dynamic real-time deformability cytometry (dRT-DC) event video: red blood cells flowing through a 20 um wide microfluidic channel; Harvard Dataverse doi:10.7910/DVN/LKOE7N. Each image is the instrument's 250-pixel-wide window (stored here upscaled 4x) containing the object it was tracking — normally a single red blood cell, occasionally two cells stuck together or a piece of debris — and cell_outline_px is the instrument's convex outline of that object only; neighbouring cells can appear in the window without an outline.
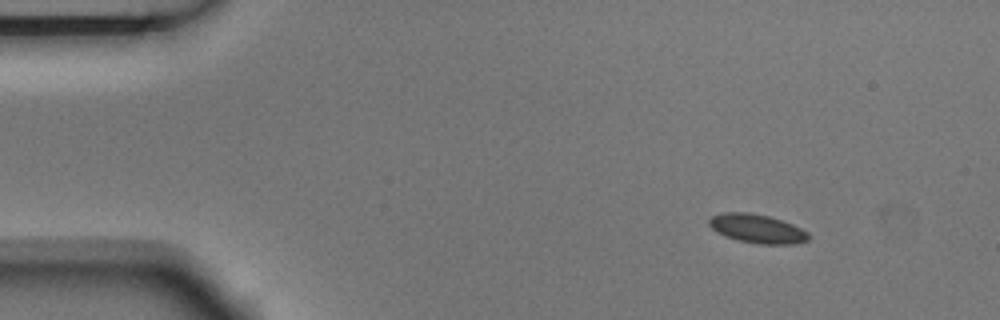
{"species": "Egyptian fruit bat (a non-hibernating species)", "species_latin": "Rousettus aegyptiacus", "temperature_condition": "room temperature", "stored_images_in_passage": 4, "camera_frame_rate_fps": 3000, "um_per_image_px": 0.085, "animal": {"sex": "male"}, "frame": {"image": 1, "passage_image": 1, "time_ms": 0.0, "image_size_px": [1000, 320], "cell_outline_px": [[808, 240], [792, 244], [760, 244], [736, 240], [724, 236], [716, 232], [708, 224], [708, 220], [712, 216], [724, 212], [748, 212], [768, 216], [792, 224], [808, 232]], "centroid_in_image_um": [64.31, 19.44], "position_along_channel_um": 20.7, "area_um2": 16.65}}
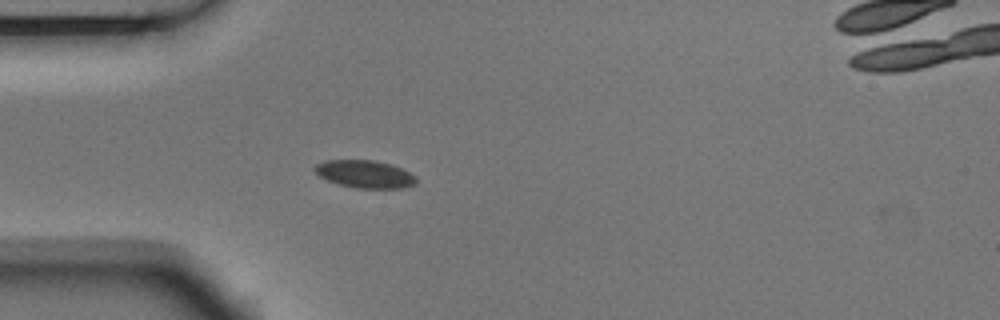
{"frame": {"image": 2, "passage_image": 3, "time_ms": 0.667, "image_size_px": [1000, 320], "cell_outline_px": [[416, 184], [404, 188], [356, 188], [340, 184], [328, 180], [320, 176], [312, 168], [316, 164], [324, 160], [376, 160], [392, 164], [416, 176]], "centroid_in_image_um": [31.02, 14.79], "position_along_channel_um": 54.0, "area_um2": 16.36}}